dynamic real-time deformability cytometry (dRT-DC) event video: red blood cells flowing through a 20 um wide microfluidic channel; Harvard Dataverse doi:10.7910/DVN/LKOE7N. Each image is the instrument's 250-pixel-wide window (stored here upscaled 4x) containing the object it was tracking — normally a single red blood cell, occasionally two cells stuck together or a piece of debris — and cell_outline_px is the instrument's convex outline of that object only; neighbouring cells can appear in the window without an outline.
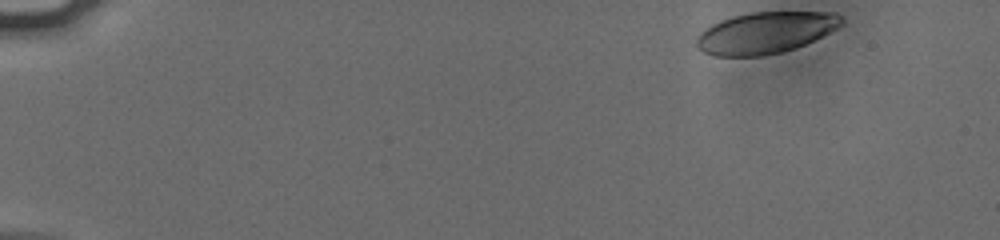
{"species": "human", "species_latin": "Homo sapiens", "temperature_condition": "cold", "stored_images_in_passage": 50, "camera_frame_rate_fps": 3000, "um_per_image_px": 0.085, "donor": {"sex": "male"}, "frame": {"image": 1, "passage_image": 1, "time_ms": 0.0, "image_size_px": [1000, 240], "cell_outline_px": [[844, 24], [796, 48], [764, 56], [716, 56], [704, 52], [696, 44], [696, 36], [704, 28], [720, 20], [732, 16], [752, 12], [836, 12], [844, 20]], "centroid_in_image_um": [65.03, 2.77], "position_along_channel_um": 20.0, "area_um2": 34.97}}
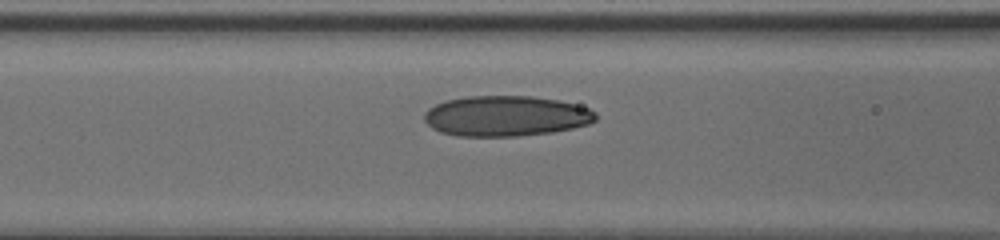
{"frame": {"image": 2, "passage_image": 20, "time_ms": 6.333, "image_size_px": [1000, 240], "cell_outline_px": [[596, 120], [588, 124], [572, 128], [552, 132], [516, 136], [456, 136], [440, 132], [432, 128], [424, 120], [424, 112], [428, 108], [436, 104], [448, 100], [468, 96], [532, 96], [560, 100], [588, 108], [596, 112]], "centroid_in_image_um": [42.99, 9.86], "position_along_channel_um": 123.6, "area_um2": 40.46}}
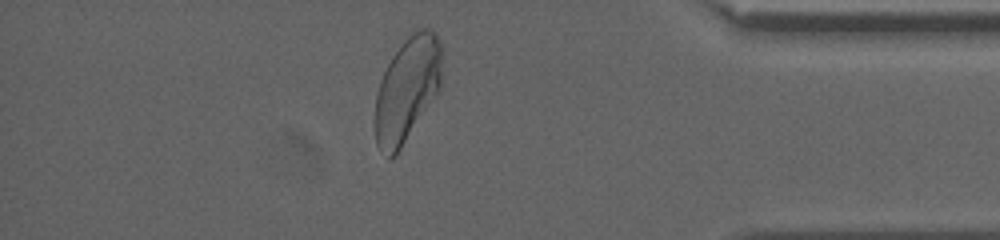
{"frame": {"image": 3, "passage_image": 44, "time_ms": 14.333, "image_size_px": [1000, 240], "cell_outline_px": [[440, 88], [400, 148], [388, 160], [376, 144], [376, 92], [380, 80], [392, 56], [404, 40], [416, 28], [428, 28], [436, 32], [440, 44]], "centroid_in_image_um": [34.59, 7.55], "position_along_channel_um": 400.6, "area_um2": 39.88}, "authors_computed_cell_mechanics": {"area_um2": 39.1884, "velocity_mm_per_s": 3.7913, "shape_relaxation_time_tau1_ms": 6.6394, "shape_relaxation_time_tau2_ms": 1.2891, "deformation_change_tau1": 0.1653, "deformation_change_tau2": 0.069}}